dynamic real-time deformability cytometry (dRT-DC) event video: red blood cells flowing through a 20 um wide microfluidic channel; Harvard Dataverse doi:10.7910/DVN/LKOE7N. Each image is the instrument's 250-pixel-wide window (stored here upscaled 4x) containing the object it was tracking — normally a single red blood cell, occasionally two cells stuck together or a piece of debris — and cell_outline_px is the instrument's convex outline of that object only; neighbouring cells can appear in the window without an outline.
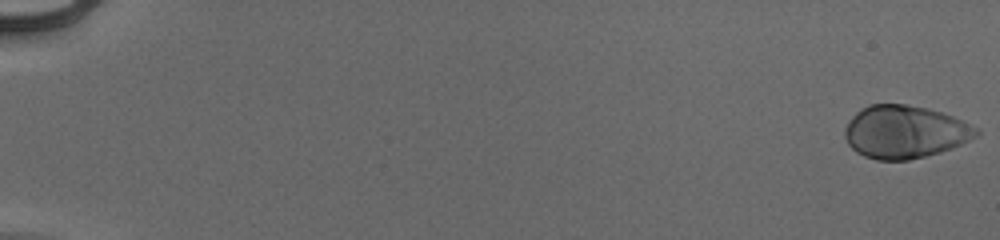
{"species": "human", "species_latin": "Homo sapiens", "temperature_condition": "cold", "stored_images_in_passage": 55, "camera_frame_rate_fps": 3000, "um_per_image_px": 0.085, "donor": {"sex": "male"}, "frame": {"image": 1, "passage_image": 1, "time_ms": 0.0, "image_size_px": [1000, 240], "cell_outline_px": [[980, 132], [976, 136], [960, 144], [940, 152], [908, 160], [876, 160], [864, 156], [856, 152], [848, 144], [844, 136], [844, 128], [848, 120], [860, 108], [868, 104], [904, 104], [928, 108], [952, 116], [980, 128]], "centroid_in_image_um": [76.87, 11.2], "position_along_channel_um": 8.1, "area_um2": 40.58}}
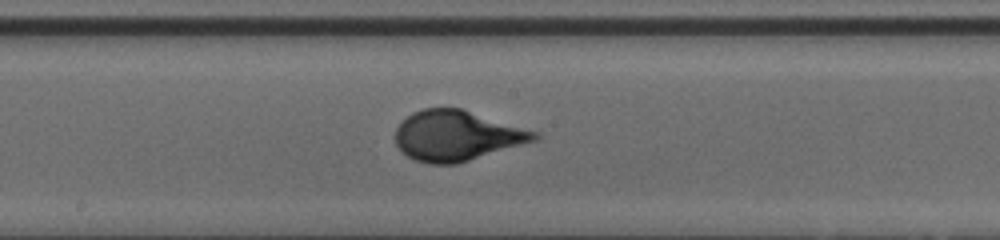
{"frame": {"image": 2, "passage_image": 32, "time_ms": 10.333, "image_size_px": [1000, 240], "cell_outline_px": [[544, 136], [540, 140], [456, 164], [428, 164], [416, 160], [400, 152], [396, 144], [396, 128], [412, 112], [424, 108], [460, 108], [540, 132]], "centroid_in_image_um": [38.89, 11.54], "position_along_channel_um": 209.3, "area_um2": 41.04}}
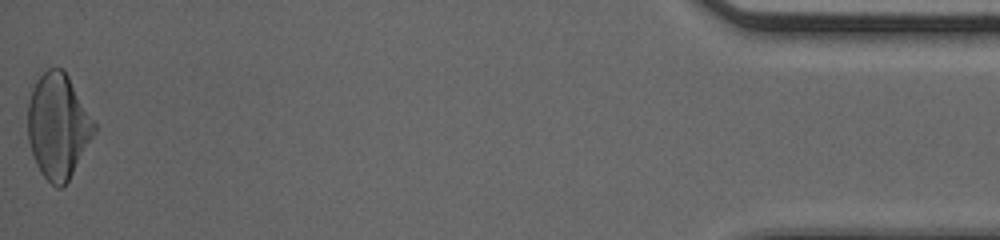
{"frame": {"image": 3, "passage_image": 55, "time_ms": 18.0, "image_size_px": [1000, 240], "cell_outline_px": [[96, 132], [68, 180], [60, 188], [56, 188], [40, 172], [36, 164], [28, 140], [28, 100], [32, 88], [36, 80], [48, 68], [64, 68], [96, 124]], "centroid_in_image_um": [4.93, 10.69], "position_along_channel_um": 430.3, "area_um2": 40.46}}